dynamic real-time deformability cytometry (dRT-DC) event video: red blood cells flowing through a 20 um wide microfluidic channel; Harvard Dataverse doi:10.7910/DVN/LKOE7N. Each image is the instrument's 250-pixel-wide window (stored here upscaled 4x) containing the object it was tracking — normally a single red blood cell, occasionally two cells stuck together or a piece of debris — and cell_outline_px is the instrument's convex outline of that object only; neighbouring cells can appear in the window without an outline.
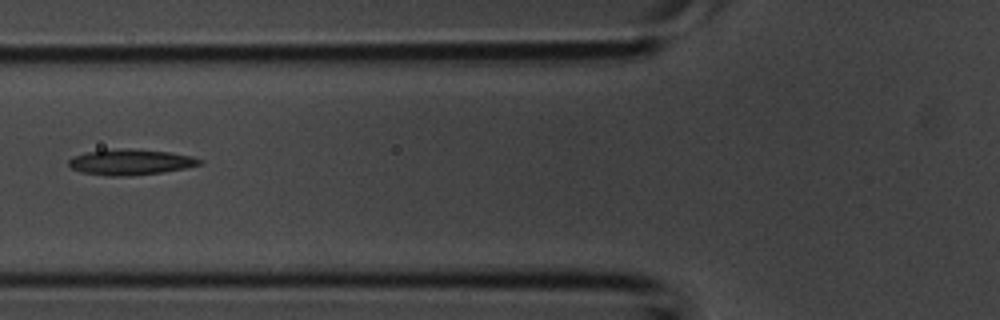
{"species": "common noctule bat (a hibernating species)", "species_latin": "Nyctalus noctula", "temperature_condition": "room temperature", "stored_images_in_passage": 2, "camera_frame_rate_fps": 3000, "um_per_image_px": 0.085, "animal": {"sex": "male", "body_mass_g": 20.1, "forearm_length_mm": 53.5}, "frame": {"image": 1, "passage_image": 2, "time_ms": 0.333, "image_size_px": [1000, 320], "cell_outline_px": [[204, 164], [184, 168], [160, 172], [120, 176], [108, 176], [84, 172], [72, 168], [68, 164], [68, 160], [72, 156], [88, 152], [128, 148], [168, 152], [192, 156], [204, 160]], "centroid_in_image_um": [11.13, 13.77], "position_along_channel_um": 114.7, "area_um2": 19.25}}